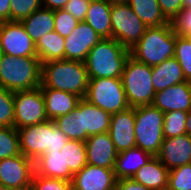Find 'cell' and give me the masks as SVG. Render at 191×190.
Here are the masks:
<instances>
[{"label": "cell", "instance_id": "6da1fadb", "mask_svg": "<svg viewBox=\"0 0 191 190\" xmlns=\"http://www.w3.org/2000/svg\"><path fill=\"white\" fill-rule=\"evenodd\" d=\"M111 116L82 98L71 113L57 117L54 122L70 140L85 142L89 136L108 132Z\"/></svg>", "mask_w": 191, "mask_h": 190}, {"label": "cell", "instance_id": "7a4b0ae2", "mask_svg": "<svg viewBox=\"0 0 191 190\" xmlns=\"http://www.w3.org/2000/svg\"><path fill=\"white\" fill-rule=\"evenodd\" d=\"M89 77L84 62L59 59L42 64L40 87L66 91L85 98Z\"/></svg>", "mask_w": 191, "mask_h": 190}, {"label": "cell", "instance_id": "3957f363", "mask_svg": "<svg viewBox=\"0 0 191 190\" xmlns=\"http://www.w3.org/2000/svg\"><path fill=\"white\" fill-rule=\"evenodd\" d=\"M130 50L114 38L101 39L84 61L89 79L121 78Z\"/></svg>", "mask_w": 191, "mask_h": 190}, {"label": "cell", "instance_id": "277c9868", "mask_svg": "<svg viewBox=\"0 0 191 190\" xmlns=\"http://www.w3.org/2000/svg\"><path fill=\"white\" fill-rule=\"evenodd\" d=\"M42 64L37 56L15 57L1 53L0 86L12 92L41 85Z\"/></svg>", "mask_w": 191, "mask_h": 190}, {"label": "cell", "instance_id": "5b68a950", "mask_svg": "<svg viewBox=\"0 0 191 190\" xmlns=\"http://www.w3.org/2000/svg\"><path fill=\"white\" fill-rule=\"evenodd\" d=\"M21 154L34 162L45 152L61 151L70 140L53 120L17 129Z\"/></svg>", "mask_w": 191, "mask_h": 190}, {"label": "cell", "instance_id": "8992f818", "mask_svg": "<svg viewBox=\"0 0 191 190\" xmlns=\"http://www.w3.org/2000/svg\"><path fill=\"white\" fill-rule=\"evenodd\" d=\"M176 35L171 23L159 27H147L143 36L131 48L130 56L148 66L161 64L174 57Z\"/></svg>", "mask_w": 191, "mask_h": 190}, {"label": "cell", "instance_id": "52a82bcc", "mask_svg": "<svg viewBox=\"0 0 191 190\" xmlns=\"http://www.w3.org/2000/svg\"><path fill=\"white\" fill-rule=\"evenodd\" d=\"M121 79L130 107L153 103L156 92L152 83V66L129 56L124 65Z\"/></svg>", "mask_w": 191, "mask_h": 190}, {"label": "cell", "instance_id": "ba28073f", "mask_svg": "<svg viewBox=\"0 0 191 190\" xmlns=\"http://www.w3.org/2000/svg\"><path fill=\"white\" fill-rule=\"evenodd\" d=\"M136 147L157 156L164 140V112L153 104L135 107Z\"/></svg>", "mask_w": 191, "mask_h": 190}, {"label": "cell", "instance_id": "9c48e42d", "mask_svg": "<svg viewBox=\"0 0 191 190\" xmlns=\"http://www.w3.org/2000/svg\"><path fill=\"white\" fill-rule=\"evenodd\" d=\"M84 99L110 115L130 107L121 78L89 79Z\"/></svg>", "mask_w": 191, "mask_h": 190}, {"label": "cell", "instance_id": "30bf717a", "mask_svg": "<svg viewBox=\"0 0 191 190\" xmlns=\"http://www.w3.org/2000/svg\"><path fill=\"white\" fill-rule=\"evenodd\" d=\"M111 25L112 38L127 49L139 41L147 28L128 3L112 4Z\"/></svg>", "mask_w": 191, "mask_h": 190}, {"label": "cell", "instance_id": "8fae6325", "mask_svg": "<svg viewBox=\"0 0 191 190\" xmlns=\"http://www.w3.org/2000/svg\"><path fill=\"white\" fill-rule=\"evenodd\" d=\"M48 120L40 87L14 92V127L20 129Z\"/></svg>", "mask_w": 191, "mask_h": 190}, {"label": "cell", "instance_id": "7c38bea8", "mask_svg": "<svg viewBox=\"0 0 191 190\" xmlns=\"http://www.w3.org/2000/svg\"><path fill=\"white\" fill-rule=\"evenodd\" d=\"M0 53L15 57L37 56L35 43L21 22H0Z\"/></svg>", "mask_w": 191, "mask_h": 190}, {"label": "cell", "instance_id": "4fadbf2b", "mask_svg": "<svg viewBox=\"0 0 191 190\" xmlns=\"http://www.w3.org/2000/svg\"><path fill=\"white\" fill-rule=\"evenodd\" d=\"M34 161L23 154L0 160V185L22 190L31 186Z\"/></svg>", "mask_w": 191, "mask_h": 190}, {"label": "cell", "instance_id": "5bb4252c", "mask_svg": "<svg viewBox=\"0 0 191 190\" xmlns=\"http://www.w3.org/2000/svg\"><path fill=\"white\" fill-rule=\"evenodd\" d=\"M102 38L87 23L79 22L68 37H65L64 59L84 62L89 51Z\"/></svg>", "mask_w": 191, "mask_h": 190}, {"label": "cell", "instance_id": "9a60e30c", "mask_svg": "<svg viewBox=\"0 0 191 190\" xmlns=\"http://www.w3.org/2000/svg\"><path fill=\"white\" fill-rule=\"evenodd\" d=\"M134 111L129 107L111 116L108 133L118 153L136 147Z\"/></svg>", "mask_w": 191, "mask_h": 190}, {"label": "cell", "instance_id": "2e32d148", "mask_svg": "<svg viewBox=\"0 0 191 190\" xmlns=\"http://www.w3.org/2000/svg\"><path fill=\"white\" fill-rule=\"evenodd\" d=\"M116 181L113 169L87 164L73 175L72 190H114Z\"/></svg>", "mask_w": 191, "mask_h": 190}, {"label": "cell", "instance_id": "e0dca14e", "mask_svg": "<svg viewBox=\"0 0 191 190\" xmlns=\"http://www.w3.org/2000/svg\"><path fill=\"white\" fill-rule=\"evenodd\" d=\"M157 157L169 171L191 164V136L183 134L164 139Z\"/></svg>", "mask_w": 191, "mask_h": 190}, {"label": "cell", "instance_id": "ac0fdd59", "mask_svg": "<svg viewBox=\"0 0 191 190\" xmlns=\"http://www.w3.org/2000/svg\"><path fill=\"white\" fill-rule=\"evenodd\" d=\"M85 146L87 164L114 169L118 152L108 132L89 136Z\"/></svg>", "mask_w": 191, "mask_h": 190}, {"label": "cell", "instance_id": "d6986e66", "mask_svg": "<svg viewBox=\"0 0 191 190\" xmlns=\"http://www.w3.org/2000/svg\"><path fill=\"white\" fill-rule=\"evenodd\" d=\"M162 112L191 110V82L185 81L155 93L152 103Z\"/></svg>", "mask_w": 191, "mask_h": 190}, {"label": "cell", "instance_id": "ffe728a7", "mask_svg": "<svg viewBox=\"0 0 191 190\" xmlns=\"http://www.w3.org/2000/svg\"><path fill=\"white\" fill-rule=\"evenodd\" d=\"M48 120L71 113L82 99L78 95L53 88L40 87Z\"/></svg>", "mask_w": 191, "mask_h": 190}, {"label": "cell", "instance_id": "44dd1931", "mask_svg": "<svg viewBox=\"0 0 191 190\" xmlns=\"http://www.w3.org/2000/svg\"><path fill=\"white\" fill-rule=\"evenodd\" d=\"M153 155L139 147H133L117 154L114 174L117 180L132 178L135 173L146 165Z\"/></svg>", "mask_w": 191, "mask_h": 190}, {"label": "cell", "instance_id": "7402d4cb", "mask_svg": "<svg viewBox=\"0 0 191 190\" xmlns=\"http://www.w3.org/2000/svg\"><path fill=\"white\" fill-rule=\"evenodd\" d=\"M35 173L44 177L72 181L73 173L65 169L64 150L45 152L34 162Z\"/></svg>", "mask_w": 191, "mask_h": 190}, {"label": "cell", "instance_id": "603a6c76", "mask_svg": "<svg viewBox=\"0 0 191 190\" xmlns=\"http://www.w3.org/2000/svg\"><path fill=\"white\" fill-rule=\"evenodd\" d=\"M152 83L155 92L163 91L172 85L186 81L183 70L175 57L152 66Z\"/></svg>", "mask_w": 191, "mask_h": 190}, {"label": "cell", "instance_id": "cb8c5ba5", "mask_svg": "<svg viewBox=\"0 0 191 190\" xmlns=\"http://www.w3.org/2000/svg\"><path fill=\"white\" fill-rule=\"evenodd\" d=\"M169 170L162 164L157 156L142 166L132 179L151 190H163L168 185Z\"/></svg>", "mask_w": 191, "mask_h": 190}, {"label": "cell", "instance_id": "d4e9b609", "mask_svg": "<svg viewBox=\"0 0 191 190\" xmlns=\"http://www.w3.org/2000/svg\"><path fill=\"white\" fill-rule=\"evenodd\" d=\"M111 7L106 0H91L84 20L102 39L112 38Z\"/></svg>", "mask_w": 191, "mask_h": 190}, {"label": "cell", "instance_id": "484cf974", "mask_svg": "<svg viewBox=\"0 0 191 190\" xmlns=\"http://www.w3.org/2000/svg\"><path fill=\"white\" fill-rule=\"evenodd\" d=\"M54 21V10L42 6L23 19L21 23L27 34L36 43L41 37L54 31Z\"/></svg>", "mask_w": 191, "mask_h": 190}, {"label": "cell", "instance_id": "4316f807", "mask_svg": "<svg viewBox=\"0 0 191 190\" xmlns=\"http://www.w3.org/2000/svg\"><path fill=\"white\" fill-rule=\"evenodd\" d=\"M35 48L41 64L64 59L65 38L56 31H52L41 37L35 43Z\"/></svg>", "mask_w": 191, "mask_h": 190}, {"label": "cell", "instance_id": "83f0119b", "mask_svg": "<svg viewBox=\"0 0 191 190\" xmlns=\"http://www.w3.org/2000/svg\"><path fill=\"white\" fill-rule=\"evenodd\" d=\"M128 4L147 27H159L170 22L157 0H129Z\"/></svg>", "mask_w": 191, "mask_h": 190}, {"label": "cell", "instance_id": "f1b7e54d", "mask_svg": "<svg viewBox=\"0 0 191 190\" xmlns=\"http://www.w3.org/2000/svg\"><path fill=\"white\" fill-rule=\"evenodd\" d=\"M62 150H64L65 169H69L73 174L79 172L87 165L84 141L69 140Z\"/></svg>", "mask_w": 191, "mask_h": 190}, {"label": "cell", "instance_id": "f546056e", "mask_svg": "<svg viewBox=\"0 0 191 190\" xmlns=\"http://www.w3.org/2000/svg\"><path fill=\"white\" fill-rule=\"evenodd\" d=\"M21 154L19 134L12 127H0V160Z\"/></svg>", "mask_w": 191, "mask_h": 190}, {"label": "cell", "instance_id": "4dcf8cb0", "mask_svg": "<svg viewBox=\"0 0 191 190\" xmlns=\"http://www.w3.org/2000/svg\"><path fill=\"white\" fill-rule=\"evenodd\" d=\"M187 115L188 112L185 111H171L164 113V139L186 134Z\"/></svg>", "mask_w": 191, "mask_h": 190}, {"label": "cell", "instance_id": "1f68e13d", "mask_svg": "<svg viewBox=\"0 0 191 190\" xmlns=\"http://www.w3.org/2000/svg\"><path fill=\"white\" fill-rule=\"evenodd\" d=\"M174 57L179 62L186 81L191 82V37L176 35Z\"/></svg>", "mask_w": 191, "mask_h": 190}, {"label": "cell", "instance_id": "d6a6232c", "mask_svg": "<svg viewBox=\"0 0 191 190\" xmlns=\"http://www.w3.org/2000/svg\"><path fill=\"white\" fill-rule=\"evenodd\" d=\"M14 126V92L0 86V127Z\"/></svg>", "mask_w": 191, "mask_h": 190}, {"label": "cell", "instance_id": "836d02e7", "mask_svg": "<svg viewBox=\"0 0 191 190\" xmlns=\"http://www.w3.org/2000/svg\"><path fill=\"white\" fill-rule=\"evenodd\" d=\"M167 188L170 190H191V164L170 170Z\"/></svg>", "mask_w": 191, "mask_h": 190}, {"label": "cell", "instance_id": "e575fe53", "mask_svg": "<svg viewBox=\"0 0 191 190\" xmlns=\"http://www.w3.org/2000/svg\"><path fill=\"white\" fill-rule=\"evenodd\" d=\"M42 7V0H11L10 21L21 22Z\"/></svg>", "mask_w": 191, "mask_h": 190}, {"label": "cell", "instance_id": "d590c367", "mask_svg": "<svg viewBox=\"0 0 191 190\" xmlns=\"http://www.w3.org/2000/svg\"><path fill=\"white\" fill-rule=\"evenodd\" d=\"M31 187L34 190H72V181L44 177L34 172Z\"/></svg>", "mask_w": 191, "mask_h": 190}, {"label": "cell", "instance_id": "8d00e7d4", "mask_svg": "<svg viewBox=\"0 0 191 190\" xmlns=\"http://www.w3.org/2000/svg\"><path fill=\"white\" fill-rule=\"evenodd\" d=\"M54 20V31L64 38L68 37L79 23V21L64 9L54 10Z\"/></svg>", "mask_w": 191, "mask_h": 190}, {"label": "cell", "instance_id": "74e56055", "mask_svg": "<svg viewBox=\"0 0 191 190\" xmlns=\"http://www.w3.org/2000/svg\"><path fill=\"white\" fill-rule=\"evenodd\" d=\"M170 23L175 35L191 37V8H183Z\"/></svg>", "mask_w": 191, "mask_h": 190}, {"label": "cell", "instance_id": "f35d334b", "mask_svg": "<svg viewBox=\"0 0 191 190\" xmlns=\"http://www.w3.org/2000/svg\"><path fill=\"white\" fill-rule=\"evenodd\" d=\"M90 3L91 0H69L63 9L70 13L77 21L83 22Z\"/></svg>", "mask_w": 191, "mask_h": 190}, {"label": "cell", "instance_id": "ab89813d", "mask_svg": "<svg viewBox=\"0 0 191 190\" xmlns=\"http://www.w3.org/2000/svg\"><path fill=\"white\" fill-rule=\"evenodd\" d=\"M163 15L171 21L183 8L184 0H157Z\"/></svg>", "mask_w": 191, "mask_h": 190}, {"label": "cell", "instance_id": "60d3db41", "mask_svg": "<svg viewBox=\"0 0 191 190\" xmlns=\"http://www.w3.org/2000/svg\"><path fill=\"white\" fill-rule=\"evenodd\" d=\"M116 188L118 190H151L144 185L134 181L132 178L117 180Z\"/></svg>", "mask_w": 191, "mask_h": 190}, {"label": "cell", "instance_id": "b9f144b4", "mask_svg": "<svg viewBox=\"0 0 191 190\" xmlns=\"http://www.w3.org/2000/svg\"><path fill=\"white\" fill-rule=\"evenodd\" d=\"M11 0H0V22L10 21Z\"/></svg>", "mask_w": 191, "mask_h": 190}, {"label": "cell", "instance_id": "7bdbcfd3", "mask_svg": "<svg viewBox=\"0 0 191 190\" xmlns=\"http://www.w3.org/2000/svg\"><path fill=\"white\" fill-rule=\"evenodd\" d=\"M69 0H42V6L51 10L63 9Z\"/></svg>", "mask_w": 191, "mask_h": 190}, {"label": "cell", "instance_id": "ee69618b", "mask_svg": "<svg viewBox=\"0 0 191 190\" xmlns=\"http://www.w3.org/2000/svg\"><path fill=\"white\" fill-rule=\"evenodd\" d=\"M186 134L191 136V110L188 112V115L186 118Z\"/></svg>", "mask_w": 191, "mask_h": 190}, {"label": "cell", "instance_id": "f6af8a7d", "mask_svg": "<svg viewBox=\"0 0 191 190\" xmlns=\"http://www.w3.org/2000/svg\"><path fill=\"white\" fill-rule=\"evenodd\" d=\"M109 4L128 3L129 0H106Z\"/></svg>", "mask_w": 191, "mask_h": 190}, {"label": "cell", "instance_id": "bcb514c9", "mask_svg": "<svg viewBox=\"0 0 191 190\" xmlns=\"http://www.w3.org/2000/svg\"><path fill=\"white\" fill-rule=\"evenodd\" d=\"M184 8H191V0H184Z\"/></svg>", "mask_w": 191, "mask_h": 190}, {"label": "cell", "instance_id": "7dc6e473", "mask_svg": "<svg viewBox=\"0 0 191 190\" xmlns=\"http://www.w3.org/2000/svg\"><path fill=\"white\" fill-rule=\"evenodd\" d=\"M0 190H17V189H13V188H9L7 186L0 185Z\"/></svg>", "mask_w": 191, "mask_h": 190}, {"label": "cell", "instance_id": "c3c4849f", "mask_svg": "<svg viewBox=\"0 0 191 190\" xmlns=\"http://www.w3.org/2000/svg\"><path fill=\"white\" fill-rule=\"evenodd\" d=\"M22 190H34L31 186Z\"/></svg>", "mask_w": 191, "mask_h": 190}]
</instances>
